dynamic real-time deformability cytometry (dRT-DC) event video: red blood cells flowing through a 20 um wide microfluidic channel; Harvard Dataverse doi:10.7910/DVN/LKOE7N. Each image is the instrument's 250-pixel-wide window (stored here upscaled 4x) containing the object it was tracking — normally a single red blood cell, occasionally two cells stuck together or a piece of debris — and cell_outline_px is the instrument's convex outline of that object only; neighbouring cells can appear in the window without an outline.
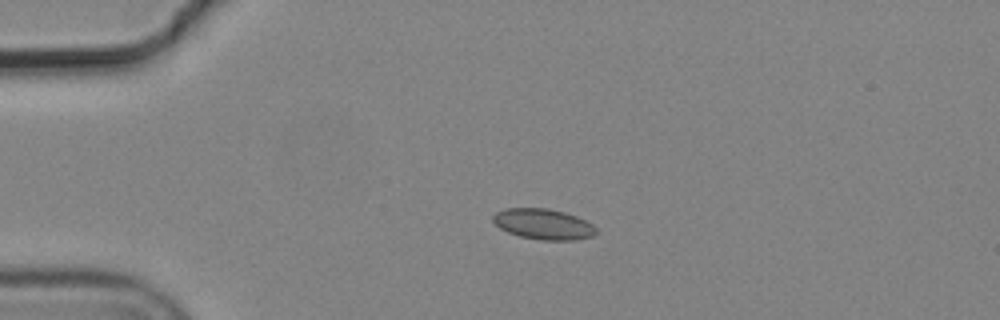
{"species": "common noctule bat (a hibernating species)", "species_latin": "Nyctalus noctula", "temperature_condition": "cold", "stored_images_in_passage": 5, "camera_frame_rate_fps": 3000, "um_per_image_px": 0.085, "animal": {"sex": "male", "body_mass_g": 19.2, "forearm_length_mm": 51.8}, "frame": {"image": 1, "passage_image": 3, "time_ms": 0.667, "image_size_px": [1000, 320], "cell_outline_px": [[596, 232], [592, 236], [576, 240], [540, 240], [520, 236], [508, 232], [500, 228], [492, 220], [492, 216], [496, 212], [504, 208], [548, 208], [564, 212], [576, 216], [592, 224], [596, 228]], "centroid_in_image_um": [46.17, 19.04], "position_along_channel_um": 38.8, "area_um2": 18.38}}
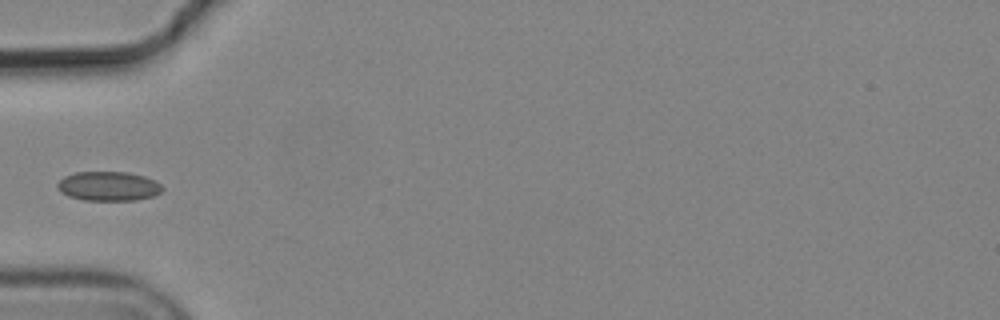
{"frame": {"image": 2, "passage_image": 4, "time_ms": 1.0, "image_size_px": [1000, 320], "cell_outline_px": [[164, 188], [160, 192], [152, 196], [136, 200], [84, 200], [68, 196], [60, 192], [56, 188], [56, 184], [64, 176], [76, 172], [128, 172], [144, 176], [156, 180]], "centroid_in_image_um": [9.2, 15.82], "position_along_channel_um": 75.8, "area_um2": 18.03}}
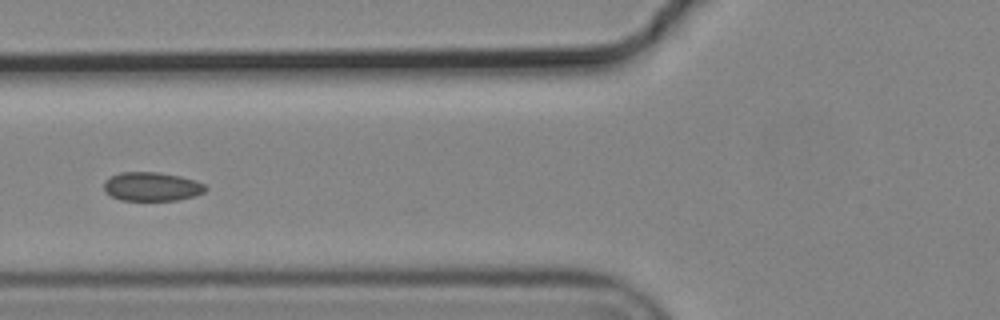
{"frame": {"image": 3, "passage_image": 5, "time_ms": 1.333, "image_size_px": [1000, 320], "cell_outline_px": [[208, 188], [204, 192], [196, 196], [176, 200], [120, 200], [104, 192], [104, 180], [120, 172], [160, 172], [180, 176], [204, 184]], "centroid_in_image_um": [12.89, 15.86], "position_along_channel_um": 112.9, "area_um2": 17.11}}